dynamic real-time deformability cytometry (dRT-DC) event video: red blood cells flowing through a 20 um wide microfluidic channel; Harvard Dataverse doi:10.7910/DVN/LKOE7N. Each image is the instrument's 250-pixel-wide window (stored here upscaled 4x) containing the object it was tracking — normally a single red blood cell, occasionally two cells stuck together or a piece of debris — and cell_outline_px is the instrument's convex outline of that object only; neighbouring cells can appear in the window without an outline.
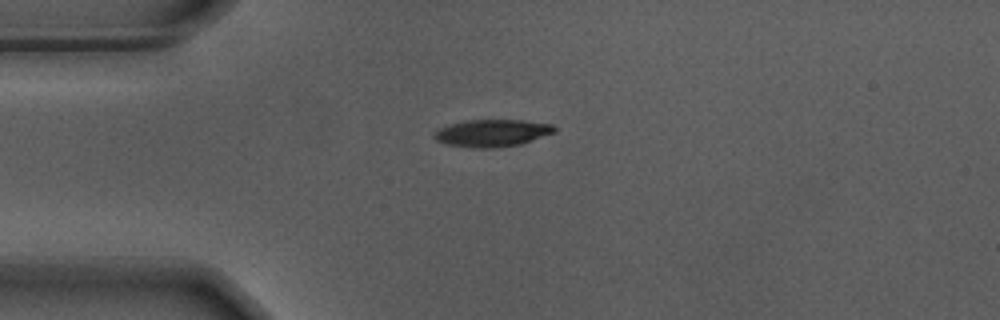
{"species": "Egyptian fruit bat (a non-hibernating species)", "species_latin": "Rousettus aegyptiacus", "temperature_condition": "warm", "stored_images_in_passage": 43, "camera_frame_rate_fps": 3000, "um_per_image_px": 0.085, "animal": {"sex": "male"}, "frame": {"image": 1, "passage_image": 1, "time_ms": 0.0, "image_size_px": [1000, 320], "cell_outline_px": [[556, 132], [520, 144], [492, 148], [476, 148], [448, 144], [436, 140], [432, 136], [440, 128], [448, 124], [464, 120], [520, 120], [552, 124], [556, 128]], "centroid_in_image_um": [41.83, 11.3], "position_along_channel_um": 43.2, "area_um2": 18.96}}
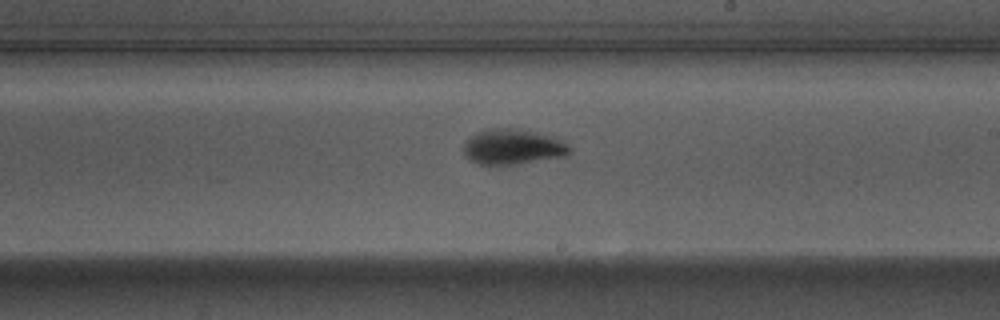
{"frame": {"image": 2, "passage_image": 19, "time_ms": 6.0, "image_size_px": [1000, 320], "cell_outline_px": [[572, 148], [564, 156], [516, 164], [480, 164], [472, 160], [464, 152], [464, 144], [476, 132], [488, 128], [512, 128], [556, 136], [568, 144]], "centroid_in_image_um": [43.63, 12.46], "position_along_channel_um": 245.4, "area_um2": 21.56}}
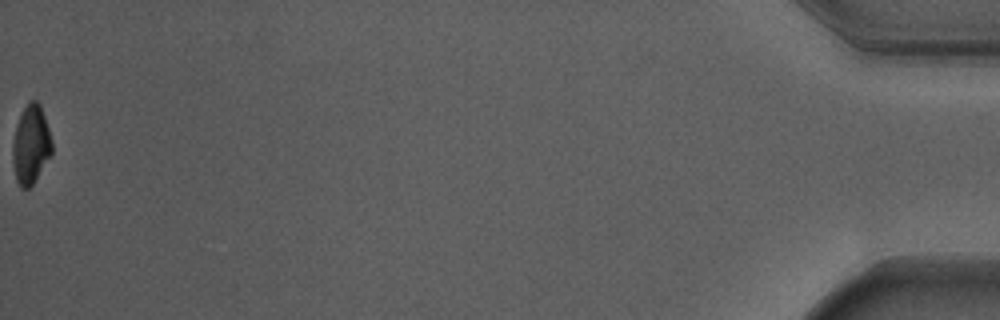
{"frame": {"image": 3, "passage_image": 43, "time_ms": 14.0, "image_size_px": [1000, 320], "cell_outline_px": [[52, 152], [32, 184], [28, 188], [20, 188], [16, 180], [12, 160], [12, 144], [16, 124], [28, 100], [36, 100], [40, 104], [52, 140]], "centroid_in_image_um": [2.6, 12.27], "position_along_channel_um": 432.6, "area_um2": 17.86}, "authors_computed_cell_mechanics": {"area_um2": 20.1144, "velocity_mm_per_s": 3.7042, "shape_relaxation_time_tau1_ms": 2.6141, "shape_relaxation_time_tau2_ms": 2.152, "deformation_change_tau1": 0.1807, "deformation_change_tau2": 0.0767}}